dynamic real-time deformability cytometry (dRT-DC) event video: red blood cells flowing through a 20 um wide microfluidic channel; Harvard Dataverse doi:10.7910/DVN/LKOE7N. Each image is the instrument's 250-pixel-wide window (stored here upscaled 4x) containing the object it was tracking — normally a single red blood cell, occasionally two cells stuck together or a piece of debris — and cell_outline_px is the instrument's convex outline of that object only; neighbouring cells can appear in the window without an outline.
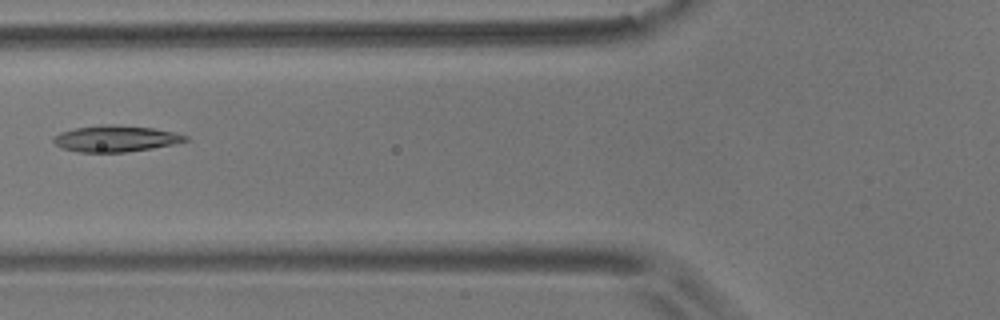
{"species": "common noctule bat (a hibernating species)", "species_latin": "Nyctalus noctula", "temperature_condition": "room temperature", "stored_images_in_passage": 7, "camera_frame_rate_fps": 3000, "um_per_image_px": 0.085, "animal": {"sex": "male", "body_mass_g": 17.9}, "frame": {"image": 1, "passage_image": 6, "time_ms": 6.0, "image_size_px": [1000, 320], "cell_outline_px": [[188, 140], [172, 144], [152, 148], [124, 152], [80, 152], [60, 148], [52, 140], [52, 136], [60, 132], [76, 128], [104, 124], [112, 124], [152, 128], [172, 132], [188, 136]], "centroid_in_image_um": [9.77, 11.78], "position_along_channel_um": 116.0, "area_um2": 20.06}}
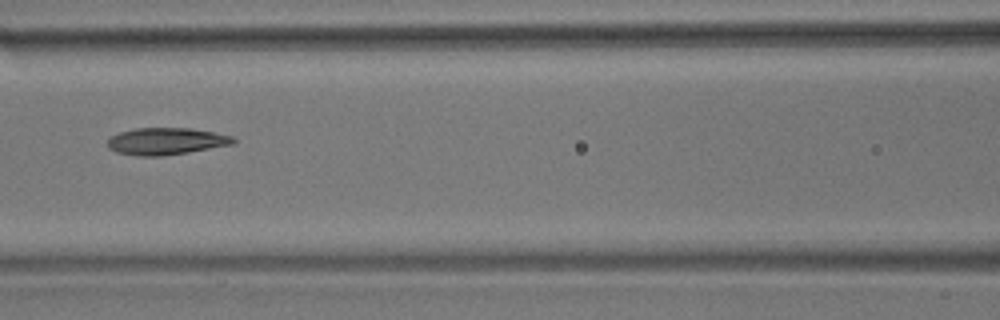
{"frame": {"image": 2, "passage_image": 7, "time_ms": 7.0, "image_size_px": [1000, 320], "cell_outline_px": [[236, 140], [232, 144], [188, 152], [160, 156], [136, 156], [116, 152], [108, 148], [108, 140], [112, 136], [120, 132], [136, 128], [192, 128], [232, 136]], "centroid_in_image_um": [14.09, 12.0], "position_along_channel_um": 152.5, "area_um2": 19.59}}